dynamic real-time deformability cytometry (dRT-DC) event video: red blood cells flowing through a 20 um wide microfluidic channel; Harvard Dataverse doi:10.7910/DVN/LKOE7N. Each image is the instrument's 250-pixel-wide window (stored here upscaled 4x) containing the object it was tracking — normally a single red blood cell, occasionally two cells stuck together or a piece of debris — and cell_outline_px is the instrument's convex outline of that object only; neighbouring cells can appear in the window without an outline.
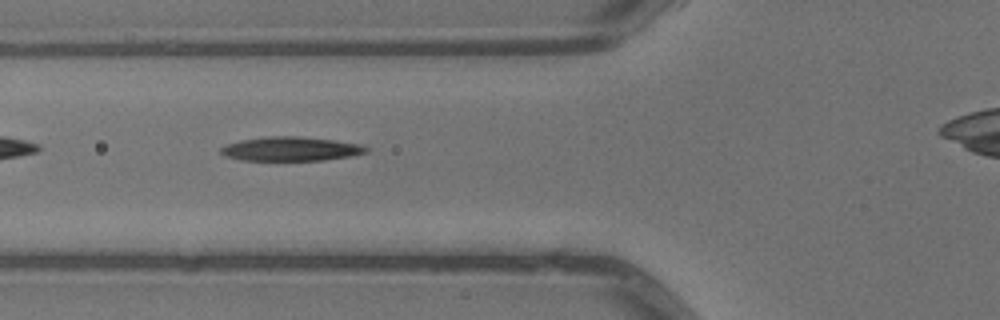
{"species": "common noctule bat (a hibernating species)", "species_latin": "Nyctalus noctula", "temperature_condition": "warm", "stored_images_in_passage": 5, "camera_frame_rate_fps": 3000, "um_per_image_px": 0.085, "animal": {"sex": "male", "body_mass_g": 13.3}, "frame": {"image": 1, "passage_image": 3, "time_ms": 0.667, "image_size_px": [1000, 320], "cell_outline_px": [[368, 152], [352, 156], [324, 160], [240, 160], [224, 156], [220, 152], [220, 148], [228, 144], [240, 140], [268, 136], [300, 136], [336, 140], [364, 144], [368, 148]], "centroid_in_image_um": [24.76, 12.65], "position_along_channel_um": 101.0, "area_um2": 20.63}}
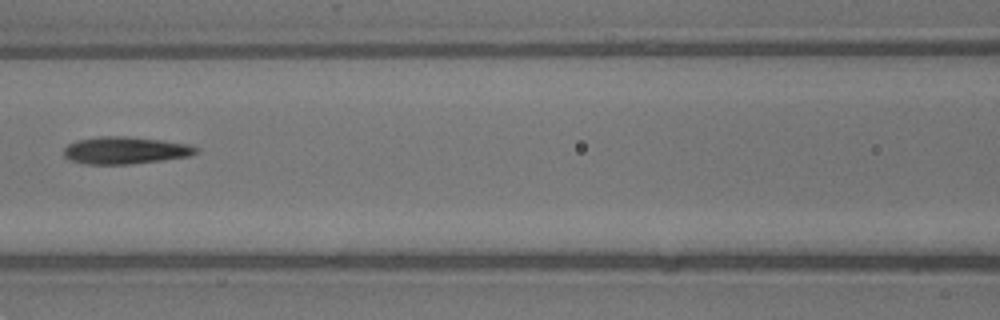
{"frame": {"image": 2, "passage_image": 4, "time_ms": 1.0, "image_size_px": [1000, 320], "cell_outline_px": [[200, 148], [196, 152], [188, 156], [132, 164], [88, 164], [68, 160], [64, 156], [64, 148], [68, 144], [76, 140], [100, 136], [124, 136], [160, 140], [188, 144]], "centroid_in_image_um": [10.6, 12.78], "position_along_channel_um": 156.0, "area_um2": 20.87}}
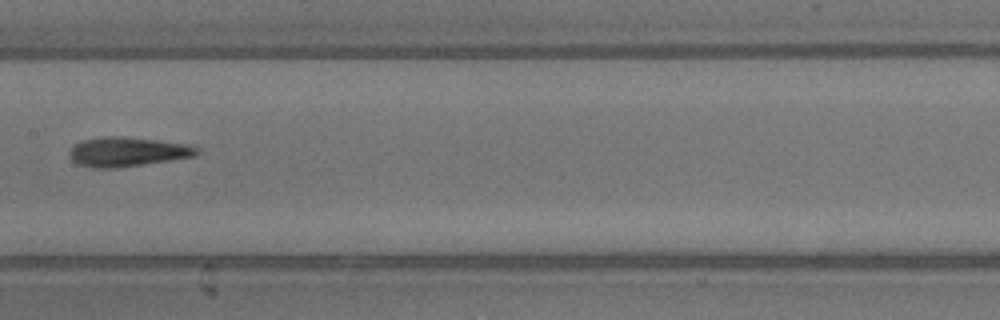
{"frame": {"image": 3, "passage_image": 5, "time_ms": 1.333, "image_size_px": [1000, 320], "cell_outline_px": [[200, 152], [196, 156], [116, 168], [92, 168], [80, 164], [72, 160], [68, 156], [68, 152], [76, 144], [84, 140], [104, 136], [112, 136], [156, 140], [188, 144], [200, 148]], "centroid_in_image_um": [10.85, 12.91], "position_along_channel_um": 196.6, "area_um2": 21.62}}